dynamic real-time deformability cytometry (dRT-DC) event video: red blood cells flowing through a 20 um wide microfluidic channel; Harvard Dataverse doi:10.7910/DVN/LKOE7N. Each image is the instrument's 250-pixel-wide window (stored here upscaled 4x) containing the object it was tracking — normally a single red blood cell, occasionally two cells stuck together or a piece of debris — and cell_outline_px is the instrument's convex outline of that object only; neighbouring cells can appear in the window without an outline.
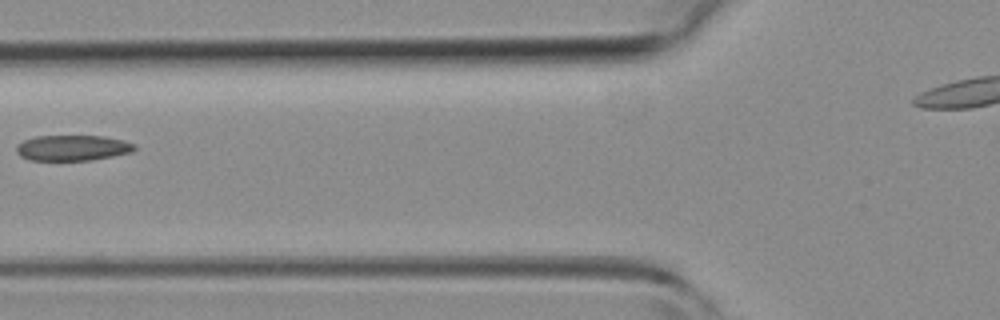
{"species": "common noctule bat (a hibernating species)", "species_latin": "Nyctalus noctula", "temperature_condition": "room temperature", "stored_images_in_passage": 5, "camera_frame_rate_fps": 3000, "um_per_image_px": 0.085, "animal": {"sex": "female", "body_mass_g": 19.3, "forearm_length_mm": 54.1}, "frame": {"image": 1, "passage_image": 5, "time_ms": 5.333, "image_size_px": [1000, 320], "cell_outline_px": [[136, 148], [132, 152], [92, 160], [28, 160], [20, 156], [16, 152], [16, 144], [24, 140], [36, 136], [104, 136], [124, 140], [136, 144]], "centroid_in_image_um": [6.16, 12.57], "position_along_channel_um": 119.6, "area_um2": 17.74}}